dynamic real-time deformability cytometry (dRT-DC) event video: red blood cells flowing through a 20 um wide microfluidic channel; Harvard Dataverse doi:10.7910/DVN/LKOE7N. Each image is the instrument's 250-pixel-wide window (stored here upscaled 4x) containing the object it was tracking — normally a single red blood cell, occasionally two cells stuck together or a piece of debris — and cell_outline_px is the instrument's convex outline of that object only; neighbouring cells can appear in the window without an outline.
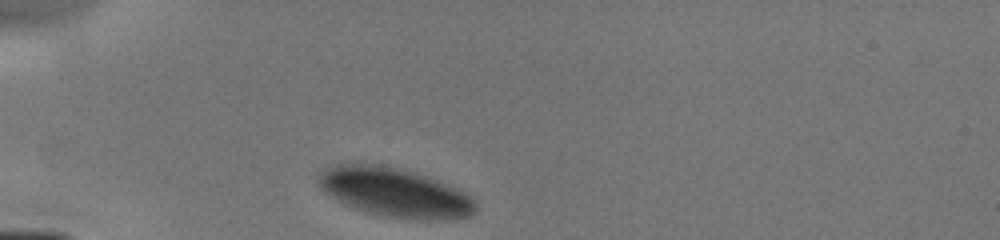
{"species": "human", "species_latin": "Homo sapiens", "temperature_condition": "cold", "stored_images_in_passage": 26, "camera_frame_rate_fps": 3000, "um_per_image_px": 0.085, "donor": {"sex": "male"}, "frame": {"image": 1, "passage_image": 1, "time_ms": 0.0, "image_size_px": [1000, 240], "cell_outline_px": [[476, 212], [472, 216], [452, 220], [416, 220], [384, 216], [368, 212], [356, 208], [336, 200], [328, 196], [320, 188], [316, 180], [316, 176], [320, 172], [336, 164], [380, 164], [412, 172], [436, 180], [456, 188], [464, 192], [476, 200]], "centroid_in_image_um": [33.56, 16.38], "position_along_channel_um": 51.4, "area_um2": 45.08}}
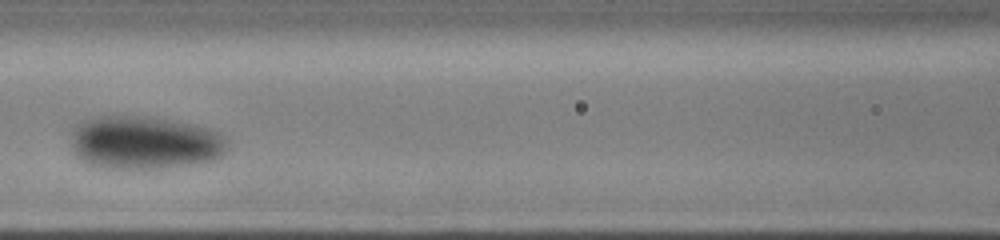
{"frame": {"image": 2, "passage_image": 12, "time_ms": 3.0, "image_size_px": [1000, 240], "cell_outline_px": [[228, 148], [224, 156], [216, 160], [164, 168], [108, 168], [92, 164], [76, 156], [68, 132], [76, 124], [84, 120], [96, 116], [148, 116], [176, 120], [208, 128], [220, 132], [228, 140]], "centroid_in_image_um": [12.32, 12.1], "position_along_channel_um": 154.3, "area_um2": 49.19}}
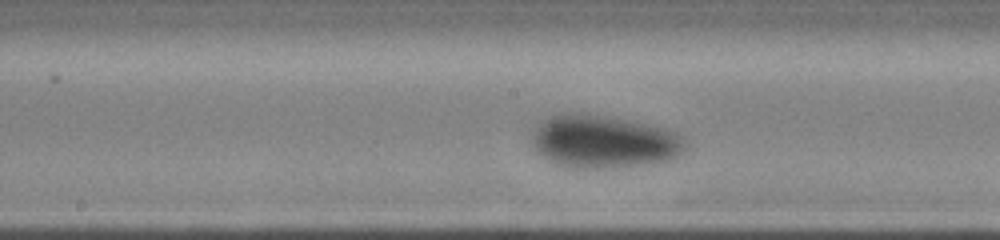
{"frame": {"image": 3, "passage_image": 19, "time_ms": 4.0, "image_size_px": [1000, 240], "cell_outline_px": [[692, 144], [684, 152], [672, 160], [644, 164], [612, 168], [572, 168], [556, 164], [548, 160], [536, 152], [532, 148], [532, 132], [540, 120], [548, 116], [564, 112], [584, 112], [628, 120], [664, 128], [676, 132]], "centroid_in_image_um": [51.31, 12.03], "position_along_channel_um": 196.9, "area_um2": 48.38}}